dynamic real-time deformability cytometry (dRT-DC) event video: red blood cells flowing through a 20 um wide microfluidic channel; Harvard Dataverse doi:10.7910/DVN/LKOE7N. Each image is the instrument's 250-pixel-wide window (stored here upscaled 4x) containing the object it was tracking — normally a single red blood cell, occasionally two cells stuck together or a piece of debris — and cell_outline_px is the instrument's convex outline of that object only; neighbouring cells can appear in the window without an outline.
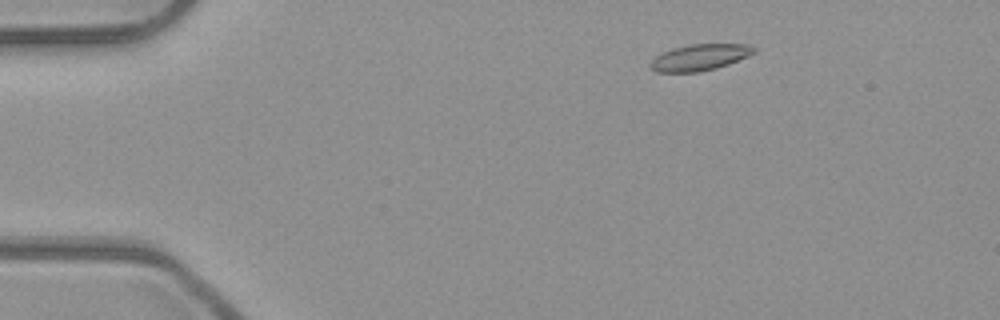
{"species": "common noctule bat (a hibernating species)", "species_latin": "Nyctalus noctula", "temperature_condition": "room temperature", "stored_images_in_passage": 2, "camera_frame_rate_fps": 3000, "um_per_image_px": 0.085, "animal": {"sex": "male", "body_mass_g": 23.1, "forearm_length_mm": 52.7}, "frame": {"image": 1, "passage_image": 1, "time_ms": 0.0, "image_size_px": [1000, 320], "cell_outline_px": [[756, 52], [748, 56], [728, 64], [716, 68], [700, 72], [656, 72], [648, 64], [656, 56], [672, 48], [688, 44], [748, 44], [756, 48]], "centroid_in_image_um": [59.48, 4.87], "position_along_channel_um": 25.5, "area_um2": 15.9}}